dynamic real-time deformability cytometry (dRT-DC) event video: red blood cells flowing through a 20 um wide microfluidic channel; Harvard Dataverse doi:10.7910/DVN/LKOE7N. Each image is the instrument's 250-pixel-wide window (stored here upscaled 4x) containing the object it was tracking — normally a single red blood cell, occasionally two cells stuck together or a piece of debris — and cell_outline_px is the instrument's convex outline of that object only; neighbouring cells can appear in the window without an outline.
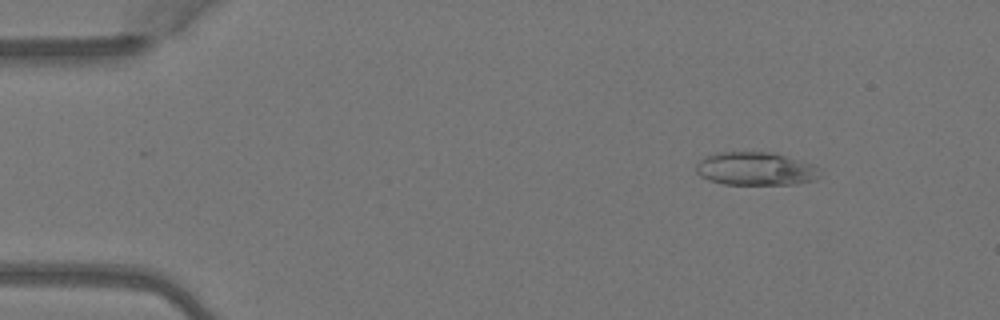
{"species": "Egyptian fruit bat (a non-hibernating species)", "species_latin": "Rousettus aegyptiacus", "temperature_condition": "warm", "stored_images_in_passage": 4, "camera_frame_rate_fps": 3000, "um_per_image_px": 0.085, "animal": {"sex": "female"}, "frame": {"image": 1, "passage_image": 2, "time_ms": 0.333, "image_size_px": [1000, 320], "cell_outline_px": [[820, 176], [816, 180], [792, 184], [724, 184], [708, 180], [700, 176], [696, 172], [696, 164], [700, 160], [708, 156], [720, 152], [772, 152], [812, 164], [820, 168]], "centroid_in_image_um": [64.24, 14.35], "position_along_channel_um": 20.8, "area_um2": 23.93}}
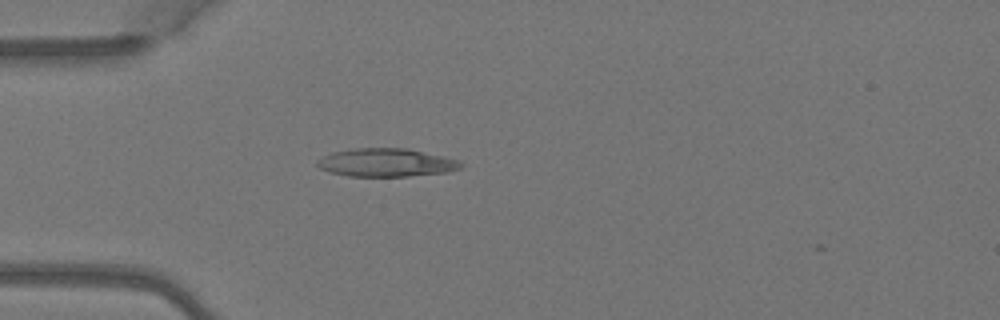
{"frame": {"image": 2, "passage_image": 4, "time_ms": 1.0, "image_size_px": [1000, 320], "cell_outline_px": [[464, 164], [460, 168], [448, 172], [408, 176], [348, 176], [328, 172], [320, 168], [316, 164], [316, 160], [332, 152], [356, 148], [408, 148], [444, 156], [456, 160]], "centroid_in_image_um": [32.81, 13.82], "position_along_channel_um": 52.2, "area_um2": 23.64}}